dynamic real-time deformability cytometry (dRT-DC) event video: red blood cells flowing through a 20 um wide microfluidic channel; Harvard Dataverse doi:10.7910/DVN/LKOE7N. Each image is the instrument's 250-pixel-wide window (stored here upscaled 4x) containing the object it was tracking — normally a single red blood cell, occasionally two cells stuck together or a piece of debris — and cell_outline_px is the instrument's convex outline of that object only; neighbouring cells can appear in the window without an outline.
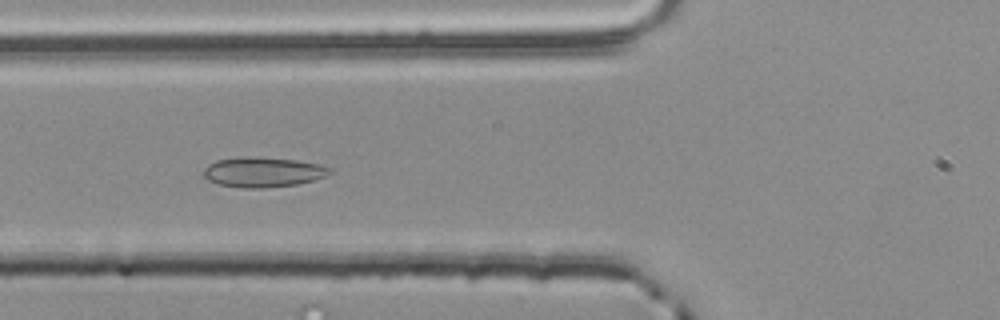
{"species": "common noctule bat (a hibernating species)", "species_latin": "Nyctalus noctula", "temperature_condition": "room temperature", "stored_images_in_passage": 38, "camera_frame_rate_fps": 3000, "um_per_image_px": 0.085, "animal": {"sex": "male", "body_mass_g": 20.4}, "frame": {"image": 1, "passage_image": 4, "time_ms": 1.0, "image_size_px": [1000, 320], "cell_outline_px": [[332, 172], [324, 176], [312, 180], [296, 184], [264, 188], [244, 188], [220, 184], [208, 180], [204, 176], [204, 168], [208, 164], [216, 160], [296, 160], [320, 164], [332, 168]], "centroid_in_image_um": [22.39, 14.68], "position_along_channel_um": 103.4, "area_um2": 20.75}}
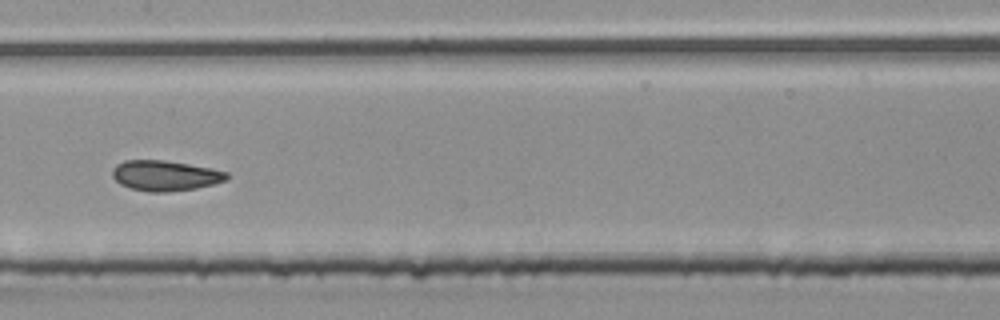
{"frame": {"image": 2, "passage_image": 11, "time_ms": 3.333, "image_size_px": [1000, 320], "cell_outline_px": [[228, 180], [196, 188], [168, 192], [148, 192], [132, 188], [120, 184], [112, 176], [112, 168], [116, 164], [124, 160], [164, 160], [212, 168], [228, 172]], "centroid_in_image_um": [14.03, 14.92], "position_along_channel_um": 193.4, "area_um2": 20.29}}
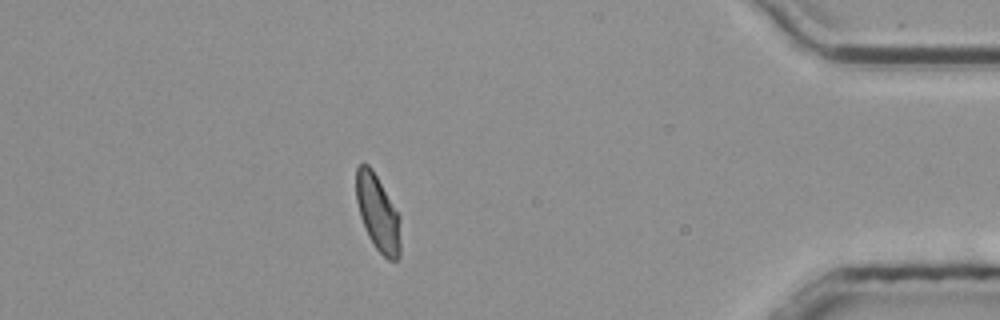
{"frame": {"image": 3, "passage_image": 31, "time_ms": 10.0, "image_size_px": [1000, 320], "cell_outline_px": [[400, 256], [396, 260], [388, 260], [376, 248], [368, 236], [360, 216], [356, 200], [356, 168], [360, 164], [368, 164], [372, 168], [400, 216]], "centroid_in_image_um": [32.12, 18.11], "position_along_channel_um": 403.1, "area_um2": 19.65}, "authors_computed_cell_mechanics": {"area_um2": 19.8832, "velocity_mm_per_s": 3.8366, "shape_relaxation_time_tau1_ms": null, "shape_relaxation_time_tau2_ms": 1.1269, "deformation_change_tau1": null, "deformation_change_tau2": 0.0683}}